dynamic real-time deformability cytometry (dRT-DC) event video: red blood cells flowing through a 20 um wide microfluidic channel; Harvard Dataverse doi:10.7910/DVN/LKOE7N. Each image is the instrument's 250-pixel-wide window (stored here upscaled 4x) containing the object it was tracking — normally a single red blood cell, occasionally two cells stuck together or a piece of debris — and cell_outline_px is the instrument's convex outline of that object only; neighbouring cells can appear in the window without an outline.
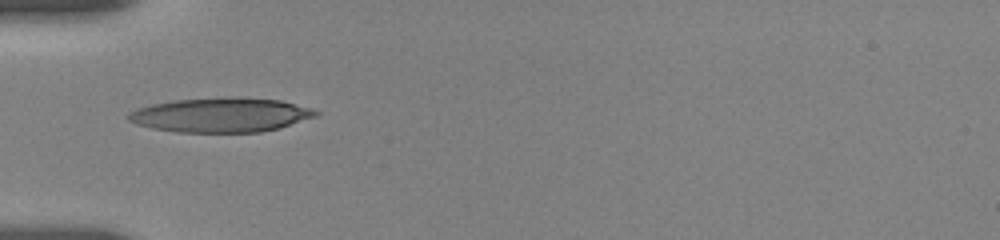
{"species": "human", "species_latin": "Homo sapiens", "temperature_condition": "room temperature", "stored_images_in_passage": 24, "camera_frame_rate_fps": 3000, "um_per_image_px": 0.085, "donor": {"sex": "female"}, "frame": {"image": 1, "passage_image": 1, "time_ms": 0.0, "image_size_px": [1000, 240], "cell_outline_px": [[320, 112], [316, 116], [280, 128], [260, 132], [176, 132], [152, 128], [136, 124], [128, 120], [128, 112], [152, 104], [176, 100], [236, 96], [280, 100], [312, 108]], "centroid_in_image_um": [18.8, 9.77], "position_along_channel_um": 66.2, "area_um2": 37.63}}
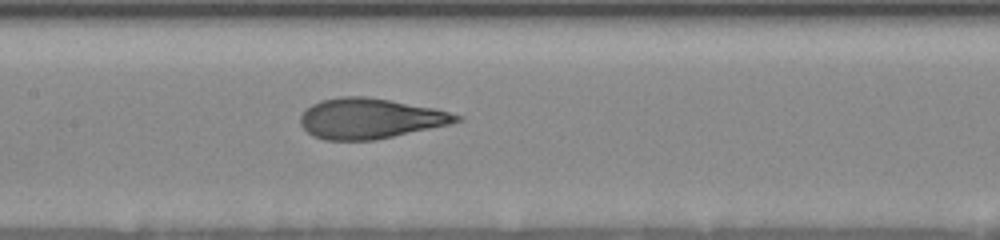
{"frame": {"image": 2, "passage_image": 14, "time_ms": 3.0, "image_size_px": [1000, 240], "cell_outline_px": [[464, 120], [448, 124], [376, 140], [324, 140], [312, 136], [300, 124], [300, 116], [312, 104], [320, 100], [340, 96], [368, 96], [436, 108], [460, 116]], "centroid_in_image_um": [31.43, 10.06], "position_along_channel_um": 176.0, "area_um2": 36.65}}
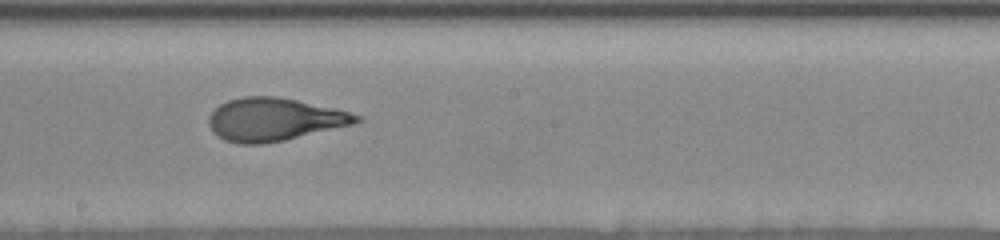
{"frame": {"image": 3, "passage_image": 21, "time_ms": 4.333, "image_size_px": [1000, 240], "cell_outline_px": [[364, 120], [352, 124], [284, 140], [260, 144], [240, 144], [224, 140], [216, 136], [212, 132], [208, 124], [208, 116], [220, 104], [228, 100], [244, 96], [276, 96], [296, 100], [332, 108], [364, 116]], "centroid_in_image_um": [23.26, 10.15], "position_along_channel_um": 224.9, "area_um2": 36.76}}